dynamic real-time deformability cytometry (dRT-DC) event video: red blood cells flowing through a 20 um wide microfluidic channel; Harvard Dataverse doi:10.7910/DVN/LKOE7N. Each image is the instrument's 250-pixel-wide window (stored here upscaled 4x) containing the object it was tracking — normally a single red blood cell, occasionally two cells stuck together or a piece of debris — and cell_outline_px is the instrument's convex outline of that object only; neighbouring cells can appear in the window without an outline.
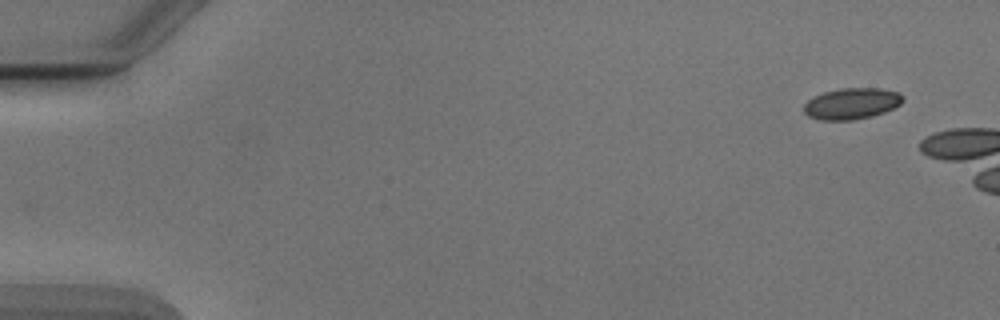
{"species": "Egyptian fruit bat (a non-hibernating species)", "species_latin": "Rousettus aegyptiacus", "temperature_condition": "cold", "stored_images_in_passage": 8, "camera_frame_rate_fps": 3000, "um_per_image_px": 0.085, "animal": {"sex": "male"}, "frame": {"image": 1, "passage_image": 1, "time_ms": 0.0, "image_size_px": [1000, 320], "cell_outline_px": [[904, 100], [900, 104], [884, 112], [872, 116], [852, 120], [820, 120], [808, 116], [804, 112], [804, 104], [812, 96], [824, 92], [840, 88], [880, 88], [900, 92], [904, 96]], "centroid_in_image_um": [72.39, 8.8], "position_along_channel_um": 12.6, "area_um2": 18.15}}